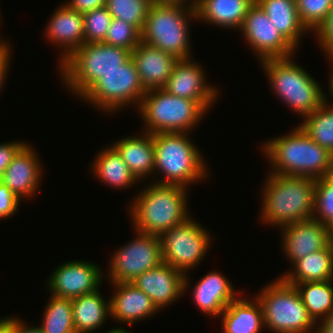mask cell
Wrapping results in <instances>:
<instances>
[{"mask_svg": "<svg viewBox=\"0 0 333 333\" xmlns=\"http://www.w3.org/2000/svg\"><path fill=\"white\" fill-rule=\"evenodd\" d=\"M261 149L272 167L271 174L316 180L325 178L333 167V154L312 140L299 124L286 135L270 138Z\"/></svg>", "mask_w": 333, "mask_h": 333, "instance_id": "1", "label": "cell"}, {"mask_svg": "<svg viewBox=\"0 0 333 333\" xmlns=\"http://www.w3.org/2000/svg\"><path fill=\"white\" fill-rule=\"evenodd\" d=\"M263 184L260 220L265 225L281 228L313 218L315 179L268 173Z\"/></svg>", "mask_w": 333, "mask_h": 333, "instance_id": "2", "label": "cell"}, {"mask_svg": "<svg viewBox=\"0 0 333 333\" xmlns=\"http://www.w3.org/2000/svg\"><path fill=\"white\" fill-rule=\"evenodd\" d=\"M187 190L179 185L154 182L145 185L128 208L134 231L160 236L187 220L191 215L187 209Z\"/></svg>", "mask_w": 333, "mask_h": 333, "instance_id": "3", "label": "cell"}, {"mask_svg": "<svg viewBox=\"0 0 333 333\" xmlns=\"http://www.w3.org/2000/svg\"><path fill=\"white\" fill-rule=\"evenodd\" d=\"M189 134L191 133L153 134L154 183L179 185L190 189L191 184L205 182L208 178L207 163L199 148L194 145L193 140L191 141ZM158 174L159 176L161 174V179Z\"/></svg>", "mask_w": 333, "mask_h": 333, "instance_id": "4", "label": "cell"}, {"mask_svg": "<svg viewBox=\"0 0 333 333\" xmlns=\"http://www.w3.org/2000/svg\"><path fill=\"white\" fill-rule=\"evenodd\" d=\"M294 56L267 59L259 63L262 64L272 92L303 119L323 104L325 92L316 79L296 63Z\"/></svg>", "mask_w": 333, "mask_h": 333, "instance_id": "5", "label": "cell"}, {"mask_svg": "<svg viewBox=\"0 0 333 333\" xmlns=\"http://www.w3.org/2000/svg\"><path fill=\"white\" fill-rule=\"evenodd\" d=\"M197 19L195 6L153 2L141 32V41L178 59L190 58V20Z\"/></svg>", "mask_w": 333, "mask_h": 333, "instance_id": "6", "label": "cell"}, {"mask_svg": "<svg viewBox=\"0 0 333 333\" xmlns=\"http://www.w3.org/2000/svg\"><path fill=\"white\" fill-rule=\"evenodd\" d=\"M131 51L104 42L84 43L59 65L62 84L80 98L102 75L118 69Z\"/></svg>", "mask_w": 333, "mask_h": 333, "instance_id": "7", "label": "cell"}, {"mask_svg": "<svg viewBox=\"0 0 333 333\" xmlns=\"http://www.w3.org/2000/svg\"><path fill=\"white\" fill-rule=\"evenodd\" d=\"M137 110L144 132L150 134L191 133L207 113L197 101L171 95L163 88L147 90Z\"/></svg>", "mask_w": 333, "mask_h": 333, "instance_id": "8", "label": "cell"}, {"mask_svg": "<svg viewBox=\"0 0 333 333\" xmlns=\"http://www.w3.org/2000/svg\"><path fill=\"white\" fill-rule=\"evenodd\" d=\"M263 308L264 327L273 333H317V325L294 285L281 277L255 294ZM314 330V331H313Z\"/></svg>", "mask_w": 333, "mask_h": 333, "instance_id": "9", "label": "cell"}, {"mask_svg": "<svg viewBox=\"0 0 333 333\" xmlns=\"http://www.w3.org/2000/svg\"><path fill=\"white\" fill-rule=\"evenodd\" d=\"M145 93L135 63L130 58L118 69L102 75L80 98L92 107L112 114L130 104L138 109Z\"/></svg>", "mask_w": 333, "mask_h": 333, "instance_id": "10", "label": "cell"}, {"mask_svg": "<svg viewBox=\"0 0 333 333\" xmlns=\"http://www.w3.org/2000/svg\"><path fill=\"white\" fill-rule=\"evenodd\" d=\"M193 219L190 216L183 223L167 229L159 236L163 262L184 274L194 270L204 260L212 244V237L207 228Z\"/></svg>", "mask_w": 333, "mask_h": 333, "instance_id": "11", "label": "cell"}, {"mask_svg": "<svg viewBox=\"0 0 333 333\" xmlns=\"http://www.w3.org/2000/svg\"><path fill=\"white\" fill-rule=\"evenodd\" d=\"M136 235V236H135ZM134 240L115 250L109 261L110 283L132 282L163 262L159 236L136 231Z\"/></svg>", "mask_w": 333, "mask_h": 333, "instance_id": "12", "label": "cell"}, {"mask_svg": "<svg viewBox=\"0 0 333 333\" xmlns=\"http://www.w3.org/2000/svg\"><path fill=\"white\" fill-rule=\"evenodd\" d=\"M239 31L255 52L259 62L291 57L297 51L256 2L249 8Z\"/></svg>", "mask_w": 333, "mask_h": 333, "instance_id": "13", "label": "cell"}, {"mask_svg": "<svg viewBox=\"0 0 333 333\" xmlns=\"http://www.w3.org/2000/svg\"><path fill=\"white\" fill-rule=\"evenodd\" d=\"M103 277L94 262L75 259L57 266L47 279L46 288L56 297L74 299L98 290Z\"/></svg>", "mask_w": 333, "mask_h": 333, "instance_id": "14", "label": "cell"}, {"mask_svg": "<svg viewBox=\"0 0 333 333\" xmlns=\"http://www.w3.org/2000/svg\"><path fill=\"white\" fill-rule=\"evenodd\" d=\"M202 66L192 57L179 59L163 89L171 95L197 101L209 112L219 91L217 86L207 84Z\"/></svg>", "mask_w": 333, "mask_h": 333, "instance_id": "15", "label": "cell"}, {"mask_svg": "<svg viewBox=\"0 0 333 333\" xmlns=\"http://www.w3.org/2000/svg\"><path fill=\"white\" fill-rule=\"evenodd\" d=\"M187 274L162 262L157 267L138 275L131 283L145 292L160 311L181 298L190 288Z\"/></svg>", "mask_w": 333, "mask_h": 333, "instance_id": "16", "label": "cell"}, {"mask_svg": "<svg viewBox=\"0 0 333 333\" xmlns=\"http://www.w3.org/2000/svg\"><path fill=\"white\" fill-rule=\"evenodd\" d=\"M284 256L291 266L302 257L326 248L331 243V229L311 218L280 228Z\"/></svg>", "mask_w": 333, "mask_h": 333, "instance_id": "17", "label": "cell"}, {"mask_svg": "<svg viewBox=\"0 0 333 333\" xmlns=\"http://www.w3.org/2000/svg\"><path fill=\"white\" fill-rule=\"evenodd\" d=\"M34 148L27 142L17 152L0 178V182L5 184L20 200L32 198L42 184L43 164L41 165L40 156L37 155V150L35 151Z\"/></svg>", "mask_w": 333, "mask_h": 333, "instance_id": "18", "label": "cell"}, {"mask_svg": "<svg viewBox=\"0 0 333 333\" xmlns=\"http://www.w3.org/2000/svg\"><path fill=\"white\" fill-rule=\"evenodd\" d=\"M51 16L45 29V37L53 45L59 46L61 57L59 65L64 62L84 42L83 14L61 3Z\"/></svg>", "mask_w": 333, "mask_h": 333, "instance_id": "19", "label": "cell"}, {"mask_svg": "<svg viewBox=\"0 0 333 333\" xmlns=\"http://www.w3.org/2000/svg\"><path fill=\"white\" fill-rule=\"evenodd\" d=\"M115 292L110 299V316L118 323L128 324L151 318L160 312L151 298L131 282L112 283Z\"/></svg>", "mask_w": 333, "mask_h": 333, "instance_id": "20", "label": "cell"}, {"mask_svg": "<svg viewBox=\"0 0 333 333\" xmlns=\"http://www.w3.org/2000/svg\"><path fill=\"white\" fill-rule=\"evenodd\" d=\"M131 58L146 91L163 88L179 60L142 41L131 51Z\"/></svg>", "mask_w": 333, "mask_h": 333, "instance_id": "21", "label": "cell"}, {"mask_svg": "<svg viewBox=\"0 0 333 333\" xmlns=\"http://www.w3.org/2000/svg\"><path fill=\"white\" fill-rule=\"evenodd\" d=\"M235 288L222 273L210 271L195 284L192 300L207 316L218 317L237 296Z\"/></svg>", "mask_w": 333, "mask_h": 333, "instance_id": "22", "label": "cell"}, {"mask_svg": "<svg viewBox=\"0 0 333 333\" xmlns=\"http://www.w3.org/2000/svg\"><path fill=\"white\" fill-rule=\"evenodd\" d=\"M220 317L223 333H260L265 329L263 308L256 296L250 300L238 295Z\"/></svg>", "mask_w": 333, "mask_h": 333, "instance_id": "23", "label": "cell"}, {"mask_svg": "<svg viewBox=\"0 0 333 333\" xmlns=\"http://www.w3.org/2000/svg\"><path fill=\"white\" fill-rule=\"evenodd\" d=\"M111 145L139 182L148 176L152 178V174H154L153 134L143 131L138 136H125Z\"/></svg>", "mask_w": 333, "mask_h": 333, "instance_id": "24", "label": "cell"}, {"mask_svg": "<svg viewBox=\"0 0 333 333\" xmlns=\"http://www.w3.org/2000/svg\"><path fill=\"white\" fill-rule=\"evenodd\" d=\"M255 0H197V19L217 27L240 30L249 8Z\"/></svg>", "mask_w": 333, "mask_h": 333, "instance_id": "25", "label": "cell"}, {"mask_svg": "<svg viewBox=\"0 0 333 333\" xmlns=\"http://www.w3.org/2000/svg\"><path fill=\"white\" fill-rule=\"evenodd\" d=\"M255 2L271 19L277 30L297 50L302 36L309 31L299 18L296 0H255Z\"/></svg>", "mask_w": 333, "mask_h": 333, "instance_id": "26", "label": "cell"}, {"mask_svg": "<svg viewBox=\"0 0 333 333\" xmlns=\"http://www.w3.org/2000/svg\"><path fill=\"white\" fill-rule=\"evenodd\" d=\"M291 271L281 274L288 284L324 282L333 279V245L308 254L292 265Z\"/></svg>", "mask_w": 333, "mask_h": 333, "instance_id": "27", "label": "cell"}, {"mask_svg": "<svg viewBox=\"0 0 333 333\" xmlns=\"http://www.w3.org/2000/svg\"><path fill=\"white\" fill-rule=\"evenodd\" d=\"M98 289L72 299L73 322L76 333H93L110 317V299Z\"/></svg>", "mask_w": 333, "mask_h": 333, "instance_id": "28", "label": "cell"}, {"mask_svg": "<svg viewBox=\"0 0 333 333\" xmlns=\"http://www.w3.org/2000/svg\"><path fill=\"white\" fill-rule=\"evenodd\" d=\"M92 164L91 172L108 187L123 190L139 183L112 145L99 150Z\"/></svg>", "mask_w": 333, "mask_h": 333, "instance_id": "29", "label": "cell"}, {"mask_svg": "<svg viewBox=\"0 0 333 333\" xmlns=\"http://www.w3.org/2000/svg\"><path fill=\"white\" fill-rule=\"evenodd\" d=\"M294 285L308 314L318 325L333 312V279Z\"/></svg>", "mask_w": 333, "mask_h": 333, "instance_id": "30", "label": "cell"}, {"mask_svg": "<svg viewBox=\"0 0 333 333\" xmlns=\"http://www.w3.org/2000/svg\"><path fill=\"white\" fill-rule=\"evenodd\" d=\"M301 120L299 125L310 138L333 154V104L327 96L318 109Z\"/></svg>", "mask_w": 333, "mask_h": 333, "instance_id": "31", "label": "cell"}, {"mask_svg": "<svg viewBox=\"0 0 333 333\" xmlns=\"http://www.w3.org/2000/svg\"><path fill=\"white\" fill-rule=\"evenodd\" d=\"M43 311V333H76L73 322L72 299L51 295Z\"/></svg>", "mask_w": 333, "mask_h": 333, "instance_id": "32", "label": "cell"}, {"mask_svg": "<svg viewBox=\"0 0 333 333\" xmlns=\"http://www.w3.org/2000/svg\"><path fill=\"white\" fill-rule=\"evenodd\" d=\"M153 0H106L112 18L122 19L142 32Z\"/></svg>", "mask_w": 333, "mask_h": 333, "instance_id": "33", "label": "cell"}, {"mask_svg": "<svg viewBox=\"0 0 333 333\" xmlns=\"http://www.w3.org/2000/svg\"><path fill=\"white\" fill-rule=\"evenodd\" d=\"M299 18L309 33H313L327 18L333 0H296Z\"/></svg>", "mask_w": 333, "mask_h": 333, "instance_id": "34", "label": "cell"}, {"mask_svg": "<svg viewBox=\"0 0 333 333\" xmlns=\"http://www.w3.org/2000/svg\"><path fill=\"white\" fill-rule=\"evenodd\" d=\"M112 21L107 8L101 7L83 14L84 42H103Z\"/></svg>", "mask_w": 333, "mask_h": 333, "instance_id": "35", "label": "cell"}, {"mask_svg": "<svg viewBox=\"0 0 333 333\" xmlns=\"http://www.w3.org/2000/svg\"><path fill=\"white\" fill-rule=\"evenodd\" d=\"M313 218L333 229V184L326 177L316 179Z\"/></svg>", "mask_w": 333, "mask_h": 333, "instance_id": "36", "label": "cell"}, {"mask_svg": "<svg viewBox=\"0 0 333 333\" xmlns=\"http://www.w3.org/2000/svg\"><path fill=\"white\" fill-rule=\"evenodd\" d=\"M103 42L132 51L141 42V32L122 19L112 18Z\"/></svg>", "mask_w": 333, "mask_h": 333, "instance_id": "37", "label": "cell"}, {"mask_svg": "<svg viewBox=\"0 0 333 333\" xmlns=\"http://www.w3.org/2000/svg\"><path fill=\"white\" fill-rule=\"evenodd\" d=\"M318 45L326 55L333 53V6L324 22L314 32Z\"/></svg>", "mask_w": 333, "mask_h": 333, "instance_id": "38", "label": "cell"}, {"mask_svg": "<svg viewBox=\"0 0 333 333\" xmlns=\"http://www.w3.org/2000/svg\"><path fill=\"white\" fill-rule=\"evenodd\" d=\"M20 203H22L21 200L0 182V219H8L15 215L20 209Z\"/></svg>", "mask_w": 333, "mask_h": 333, "instance_id": "39", "label": "cell"}, {"mask_svg": "<svg viewBox=\"0 0 333 333\" xmlns=\"http://www.w3.org/2000/svg\"><path fill=\"white\" fill-rule=\"evenodd\" d=\"M23 141H9L0 143V178L4 174L6 168L12 162L17 152L25 145Z\"/></svg>", "mask_w": 333, "mask_h": 333, "instance_id": "40", "label": "cell"}, {"mask_svg": "<svg viewBox=\"0 0 333 333\" xmlns=\"http://www.w3.org/2000/svg\"><path fill=\"white\" fill-rule=\"evenodd\" d=\"M10 42L0 46V92L3 89V86L6 83L7 74L9 71V66L12 59Z\"/></svg>", "mask_w": 333, "mask_h": 333, "instance_id": "41", "label": "cell"}, {"mask_svg": "<svg viewBox=\"0 0 333 333\" xmlns=\"http://www.w3.org/2000/svg\"><path fill=\"white\" fill-rule=\"evenodd\" d=\"M65 4L79 13H86L93 9L101 8L106 5V0H70L66 1Z\"/></svg>", "mask_w": 333, "mask_h": 333, "instance_id": "42", "label": "cell"}, {"mask_svg": "<svg viewBox=\"0 0 333 333\" xmlns=\"http://www.w3.org/2000/svg\"><path fill=\"white\" fill-rule=\"evenodd\" d=\"M14 333H43L39 326H28L26 322L16 316Z\"/></svg>", "mask_w": 333, "mask_h": 333, "instance_id": "43", "label": "cell"}, {"mask_svg": "<svg viewBox=\"0 0 333 333\" xmlns=\"http://www.w3.org/2000/svg\"><path fill=\"white\" fill-rule=\"evenodd\" d=\"M16 316H4L0 318V333H14Z\"/></svg>", "mask_w": 333, "mask_h": 333, "instance_id": "44", "label": "cell"}, {"mask_svg": "<svg viewBox=\"0 0 333 333\" xmlns=\"http://www.w3.org/2000/svg\"><path fill=\"white\" fill-rule=\"evenodd\" d=\"M317 333H333V312L317 325Z\"/></svg>", "mask_w": 333, "mask_h": 333, "instance_id": "45", "label": "cell"}, {"mask_svg": "<svg viewBox=\"0 0 333 333\" xmlns=\"http://www.w3.org/2000/svg\"><path fill=\"white\" fill-rule=\"evenodd\" d=\"M325 56L328 57L327 59L329 60V62L331 61V62H330V63H331L330 65L332 66V67H331V68H332V69H331V70H332V71H331V74H329V75H330V76H329L330 78H329V80H328V81H329V82H328V85H329L328 87H329V90H330V95H331L330 97L333 98V53H330V54L325 55ZM332 100H333V99H332ZM332 102H333V101H332ZM332 102H331V104H333Z\"/></svg>", "mask_w": 333, "mask_h": 333, "instance_id": "46", "label": "cell"}, {"mask_svg": "<svg viewBox=\"0 0 333 333\" xmlns=\"http://www.w3.org/2000/svg\"><path fill=\"white\" fill-rule=\"evenodd\" d=\"M153 2L183 3V4L195 6L197 0H153Z\"/></svg>", "mask_w": 333, "mask_h": 333, "instance_id": "47", "label": "cell"}, {"mask_svg": "<svg viewBox=\"0 0 333 333\" xmlns=\"http://www.w3.org/2000/svg\"><path fill=\"white\" fill-rule=\"evenodd\" d=\"M107 333H131V331L128 332V330L123 327H114L113 329L108 330Z\"/></svg>", "mask_w": 333, "mask_h": 333, "instance_id": "48", "label": "cell"}, {"mask_svg": "<svg viewBox=\"0 0 333 333\" xmlns=\"http://www.w3.org/2000/svg\"><path fill=\"white\" fill-rule=\"evenodd\" d=\"M326 178L333 184V167L332 169L327 173Z\"/></svg>", "mask_w": 333, "mask_h": 333, "instance_id": "49", "label": "cell"}, {"mask_svg": "<svg viewBox=\"0 0 333 333\" xmlns=\"http://www.w3.org/2000/svg\"><path fill=\"white\" fill-rule=\"evenodd\" d=\"M0 17H1V13H0ZM0 19H1V18H0ZM0 21H2V20H0ZM0 24H1V22H0ZM0 26H1V25H0ZM6 43H8L7 40L5 41V39H1V38H0V46L4 45V44H6Z\"/></svg>", "mask_w": 333, "mask_h": 333, "instance_id": "50", "label": "cell"}, {"mask_svg": "<svg viewBox=\"0 0 333 333\" xmlns=\"http://www.w3.org/2000/svg\"><path fill=\"white\" fill-rule=\"evenodd\" d=\"M331 242H332V245H333V229L331 230Z\"/></svg>", "mask_w": 333, "mask_h": 333, "instance_id": "51", "label": "cell"}]
</instances>
